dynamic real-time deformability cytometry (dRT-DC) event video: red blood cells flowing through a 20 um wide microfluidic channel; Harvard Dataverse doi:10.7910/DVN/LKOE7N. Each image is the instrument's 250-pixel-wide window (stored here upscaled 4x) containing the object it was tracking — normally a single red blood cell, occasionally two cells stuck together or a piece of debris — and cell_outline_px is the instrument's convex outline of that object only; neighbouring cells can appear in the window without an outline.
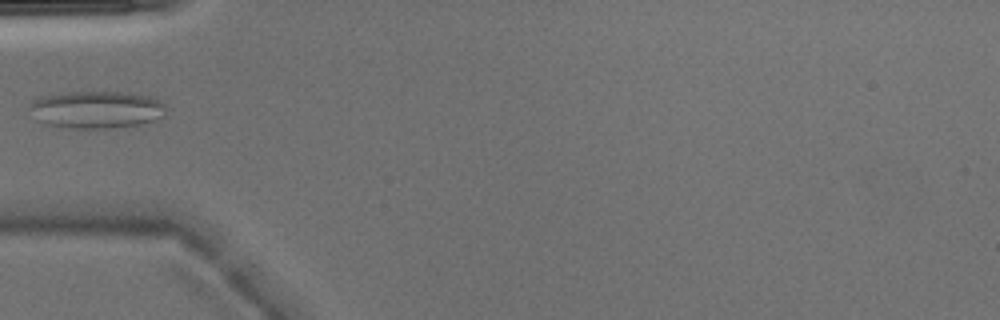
{"species": "Egyptian fruit bat (a non-hibernating species)", "species_latin": "Rousettus aegyptiacus", "temperature_condition": "warm", "stored_images_in_passage": 4, "camera_frame_rate_fps": 3000, "um_per_image_px": 0.085, "animal": {"sex": "male"}, "frame": {"image": 1, "passage_image": 4, "time_ms": 1.0, "image_size_px": [1000, 320], "cell_outline_px": [[172, 108], [168, 116], [156, 120], [140, 124], [112, 128], [60, 128], [44, 124], [36, 120], [28, 108], [28, 104], [36, 96], [68, 92], [128, 92], [152, 96], [160, 100]], "centroid_in_image_um": [8.25, 9.31], "position_along_channel_um": 76.8, "area_um2": 30.98}}